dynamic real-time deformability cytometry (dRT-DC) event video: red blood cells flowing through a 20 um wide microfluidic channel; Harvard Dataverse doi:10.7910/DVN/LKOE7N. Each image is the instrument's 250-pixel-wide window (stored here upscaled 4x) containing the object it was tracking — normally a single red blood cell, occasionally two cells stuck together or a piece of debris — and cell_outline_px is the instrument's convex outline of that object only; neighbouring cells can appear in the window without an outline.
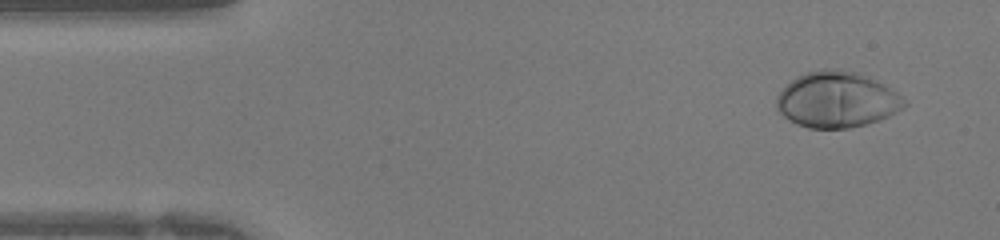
{"species": "human", "species_latin": "Homo sapiens", "temperature_condition": "warm", "stored_images_in_passage": 39, "camera_frame_rate_fps": 3000, "um_per_image_px": 0.085, "donor": {"sex": "female"}, "frame": {"image": 1, "passage_image": 1, "time_ms": 0.0, "image_size_px": [1000, 240], "cell_outline_px": [[908, 104], [904, 108], [880, 120], [848, 128], [808, 128], [796, 124], [788, 120], [776, 108], [776, 96], [796, 76], [808, 72], [824, 68], [836, 68], [856, 72], [868, 76], [884, 84], [896, 92]], "centroid_in_image_um": [71.13, 8.47], "position_along_channel_um": 13.9, "area_um2": 41.62}}
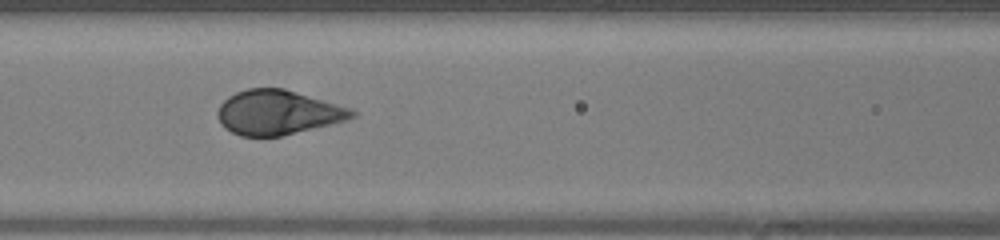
{"frame": {"image": 2, "passage_image": 15, "time_ms": 4.667, "image_size_px": [1000, 240], "cell_outline_px": [[356, 116], [344, 120], [280, 136], [240, 136], [224, 128], [220, 124], [216, 116], [216, 112], [220, 104], [228, 96], [236, 92], [248, 88], [284, 88], [348, 108], [356, 112]], "centroid_in_image_um": [23.51, 9.55], "position_along_channel_um": 143.1, "area_um2": 34.39}}
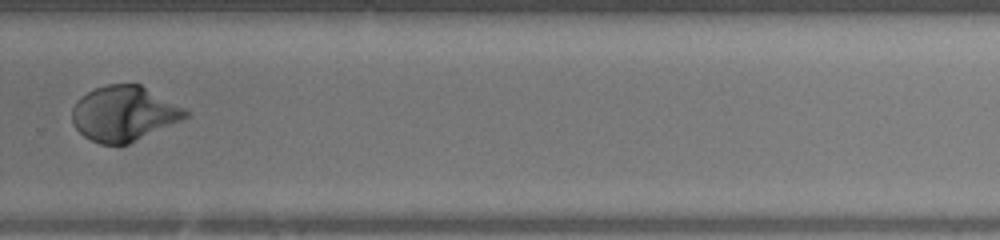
{"frame": {"image": 3, "passage_image": 26, "time_ms": 8.333, "image_size_px": [1000, 240], "cell_outline_px": [[188, 116], [180, 120], [128, 144], [100, 144], [84, 136], [72, 124], [72, 108], [76, 100], [80, 96], [96, 88], [108, 84], [140, 84], [184, 108], [188, 112]], "centroid_in_image_um": [10.48, 9.65], "position_along_channel_um": 319.3, "area_um2": 35.95}}